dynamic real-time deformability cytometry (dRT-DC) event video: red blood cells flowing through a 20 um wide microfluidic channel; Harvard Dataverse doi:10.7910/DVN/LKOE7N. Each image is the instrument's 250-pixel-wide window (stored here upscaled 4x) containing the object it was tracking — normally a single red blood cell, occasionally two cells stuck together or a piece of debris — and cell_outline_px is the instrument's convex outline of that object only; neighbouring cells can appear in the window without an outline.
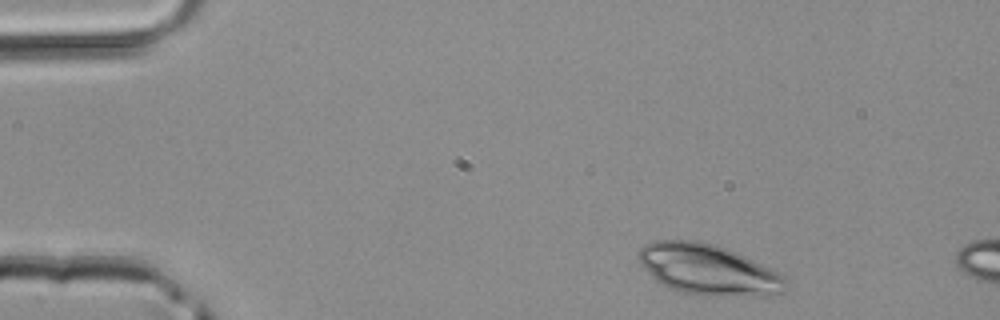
{"species": "common noctule bat (a hibernating species)", "species_latin": "Nyctalus noctula", "temperature_condition": "room temperature", "stored_images_in_passage": 9, "camera_frame_rate_fps": 3000, "um_per_image_px": 0.085, "animal": {"sex": "male", "body_mass_g": 20.4}, "frame": {"image": 1, "passage_image": 2, "time_ms": 0.333, "image_size_px": [1000, 320], "cell_outline_px": [[788, 284], [784, 292], [764, 296], [704, 296], [684, 292], [668, 288], [656, 280], [640, 264], [636, 256], [640, 248], [644, 244], [656, 240], [696, 240], [716, 244], [736, 252], [780, 272], [788, 280]], "centroid_in_image_um": [60.21, 22.92], "position_along_channel_um": 24.8, "area_um2": 43.93}}